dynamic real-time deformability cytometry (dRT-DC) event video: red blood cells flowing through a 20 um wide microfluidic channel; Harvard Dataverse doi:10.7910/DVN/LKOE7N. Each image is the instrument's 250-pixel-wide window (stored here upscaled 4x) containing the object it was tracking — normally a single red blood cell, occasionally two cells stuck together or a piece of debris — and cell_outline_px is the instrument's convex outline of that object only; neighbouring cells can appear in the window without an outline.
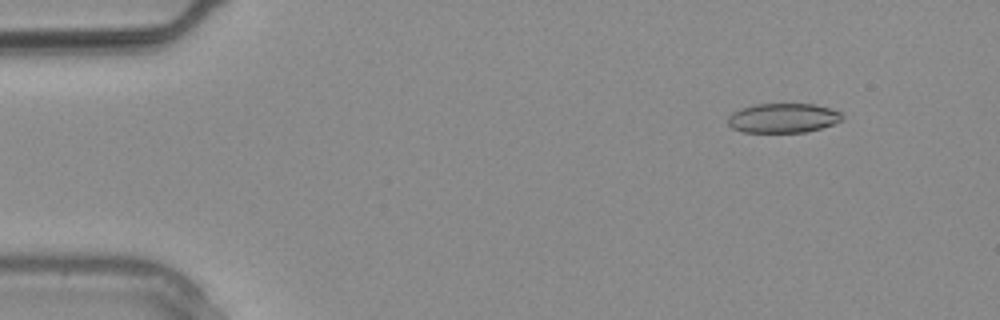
{"species": "common noctule bat (a hibernating species)", "species_latin": "Nyctalus noctula", "temperature_condition": "warm", "stored_images_in_passage": 2, "segment_of_instrument_passage": [2, 2], "camera_frame_rate_fps": 3000, "um_per_image_px": 0.085, "animal": {"sex": "male", "body_mass_g": 20.4}, "frame": {"image": 1, "passage_image": 2, "time_ms": 0.333, "image_size_px": [1000, 320], "cell_outline_px": [[844, 116], [840, 120], [832, 124], [808, 132], [744, 132], [732, 128], [728, 124], [728, 116], [732, 112], [756, 104], [816, 104], [840, 112]], "centroid_in_image_um": [66.55, 10.03], "position_along_channel_um": 18.5, "area_um2": 19.48}}